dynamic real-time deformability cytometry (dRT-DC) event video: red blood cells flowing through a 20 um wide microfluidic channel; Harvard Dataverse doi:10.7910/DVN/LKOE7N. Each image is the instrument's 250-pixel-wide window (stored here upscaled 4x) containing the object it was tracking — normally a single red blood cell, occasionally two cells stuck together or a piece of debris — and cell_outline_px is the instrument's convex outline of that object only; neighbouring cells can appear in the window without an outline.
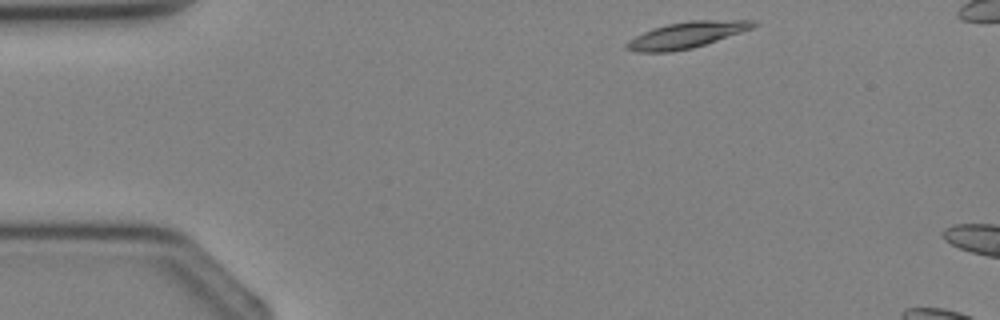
{"species": "Egyptian fruit bat (a non-hibernating species)", "species_latin": "Rousettus aegyptiacus", "temperature_condition": "cold", "stored_images_in_passage": 3, "camera_frame_rate_fps": 3000, "um_per_image_px": 0.085, "animal": {"sex": "female"}, "frame": {"image": 1, "passage_image": 1, "time_ms": 0.0, "image_size_px": [1000, 320], "cell_outline_px": [[756, 24], [752, 28], [692, 48], [672, 52], [636, 52], [624, 48], [624, 44], [628, 40], [652, 28], [668, 24], [692, 20], [756, 20]], "centroid_in_image_um": [58.29, 2.98], "position_along_channel_um": 26.7, "area_um2": 19.13}}